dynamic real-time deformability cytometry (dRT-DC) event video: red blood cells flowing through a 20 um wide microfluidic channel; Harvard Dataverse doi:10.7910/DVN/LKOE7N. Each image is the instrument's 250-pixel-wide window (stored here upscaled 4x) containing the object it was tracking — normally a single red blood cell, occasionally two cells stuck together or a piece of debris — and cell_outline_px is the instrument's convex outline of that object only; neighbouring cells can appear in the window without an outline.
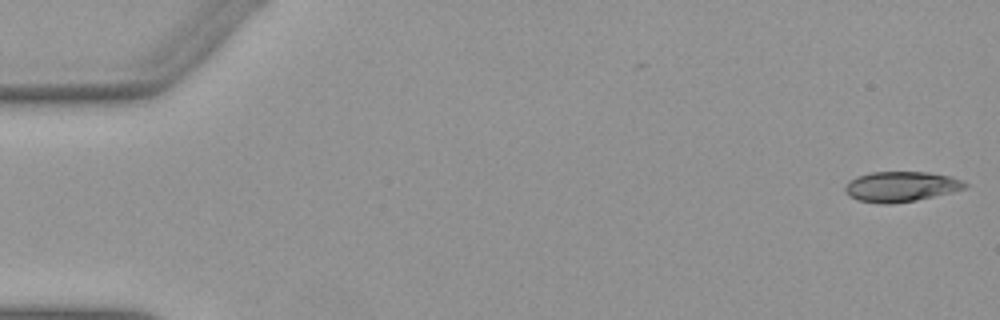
{"species": "Egyptian fruit bat (a non-hibernating species)", "species_latin": "Rousettus aegyptiacus", "temperature_condition": "warm", "stored_images_in_passage": 2, "camera_frame_rate_fps": 3000, "um_per_image_px": 0.085, "animal": {"sex": "female"}, "frame": {"image": 1, "passage_image": 2, "time_ms": 0.333, "image_size_px": [1000, 320], "cell_outline_px": [[968, 184], [964, 188], [952, 192], [916, 200], [892, 204], [880, 204], [856, 200], [848, 196], [844, 192], [844, 188], [848, 180], [856, 176], [872, 172], [928, 172], [952, 176]], "centroid_in_image_um": [76.52, 15.86], "position_along_channel_um": 8.5, "area_um2": 21.33}}